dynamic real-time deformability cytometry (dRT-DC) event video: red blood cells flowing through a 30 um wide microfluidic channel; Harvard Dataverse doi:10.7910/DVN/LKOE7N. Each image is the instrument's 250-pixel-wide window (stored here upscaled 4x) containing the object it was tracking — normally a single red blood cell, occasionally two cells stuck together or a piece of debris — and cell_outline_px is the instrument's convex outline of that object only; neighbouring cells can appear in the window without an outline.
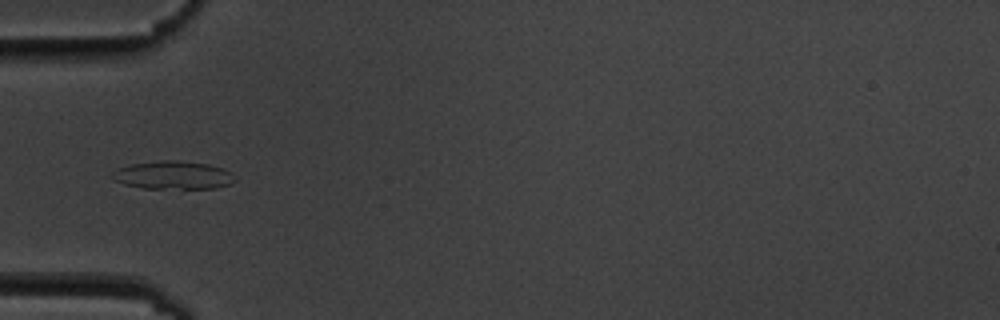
{"species": "common noctule bat (a hibernating species)", "species_latin": "Nyctalus noctula", "temperature_condition": "cold", "stored_images_in_passage": 11, "camera_frame_rate_fps": 3000, "um_per_image_px": 0.085, "animal": {"sex": "male", "body_mass_g": 19.5, "forearm_length_mm": 54.6}, "frame": {"image": 1, "passage_image": 5, "time_ms": 5.333, "image_size_px": [1000, 320], "cell_outline_px": [[236, 180], [232, 184], [216, 188], [144, 188], [124, 184], [112, 180], [108, 176], [116, 168], [132, 164], [160, 160], [176, 160], [208, 164], [224, 168], [232, 172]], "centroid_in_image_um": [14.7, 14.88], "position_along_channel_um": 70.3, "area_um2": 20.4}}
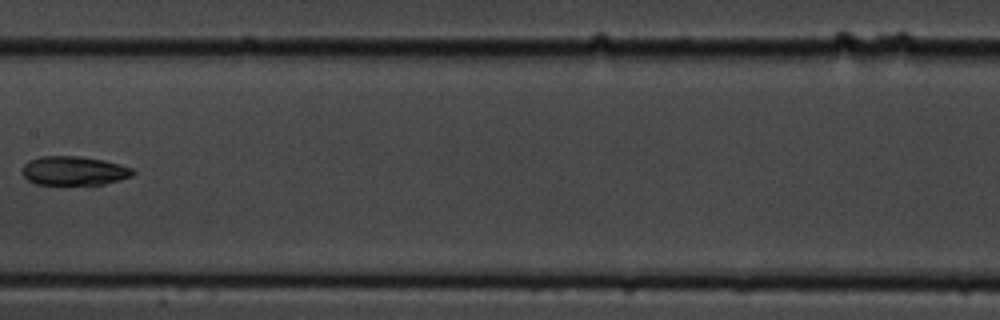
{"frame": {"image": 2, "passage_image": 8, "time_ms": 9.0, "image_size_px": [1000, 320], "cell_outline_px": [[136, 172], [132, 176], [120, 180], [104, 184], [36, 184], [28, 180], [24, 176], [24, 164], [28, 160], [40, 156], [80, 156], [104, 160], [120, 164], [132, 168]], "centroid_in_image_um": [6.32, 14.5], "position_along_channel_um": 201.1, "area_um2": 18.67}}
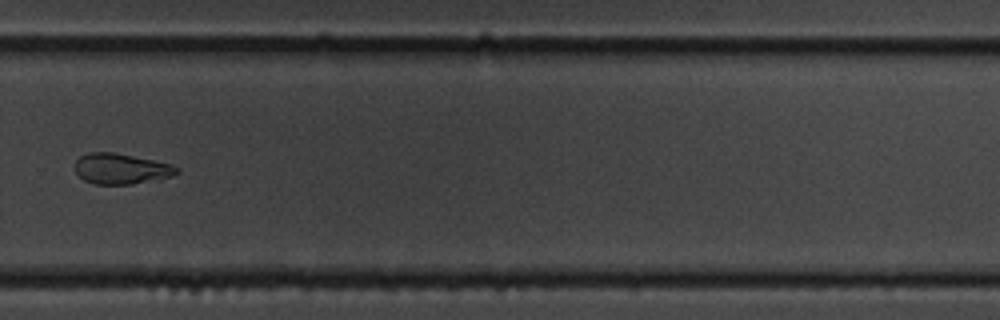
{"frame": {"image": 3, "passage_image": 11, "time_ms": 12.333, "image_size_px": [1000, 320], "cell_outline_px": [[180, 172], [172, 176], [160, 180], [132, 184], [96, 184], [84, 180], [76, 172], [76, 160], [80, 156], [88, 152], [112, 152], [172, 164], [180, 168]], "centroid_in_image_um": [10.34, 14.35], "position_along_channel_um": 319.5, "area_um2": 18.21}}